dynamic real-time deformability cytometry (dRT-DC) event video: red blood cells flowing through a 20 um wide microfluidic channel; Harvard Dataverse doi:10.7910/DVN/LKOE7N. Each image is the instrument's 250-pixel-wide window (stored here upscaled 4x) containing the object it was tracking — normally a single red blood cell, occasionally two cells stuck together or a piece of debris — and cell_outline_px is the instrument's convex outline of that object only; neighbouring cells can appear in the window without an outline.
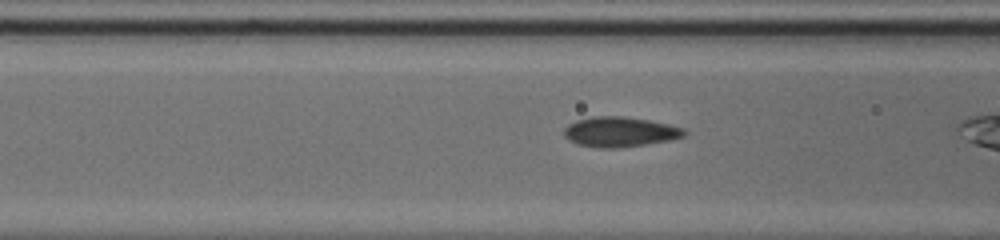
{"species": "common noctule bat (a hibernating species)", "species_latin": "Nyctalus noctula", "temperature_condition": "cold", "stored_images_in_passage": 32, "camera_frame_rate_fps": 3000, "um_per_image_px": 0.085, "animal": {"sex": "male", "body_mass_g": 20.0, "forearm_length_mm": 53.3}, "frame": {"image": 1, "passage_image": 10, "time_ms": 3.0, "image_size_px": [1000, 240], "cell_outline_px": [[688, 132], [684, 136], [668, 140], [644, 144], [616, 148], [600, 148], [576, 144], [568, 140], [564, 136], [564, 128], [568, 124], [576, 120], [592, 116], [624, 116], [648, 120], [668, 124], [684, 128]], "centroid_in_image_um": [52.65, 11.2], "position_along_channel_um": 113.9, "area_um2": 21.04}}
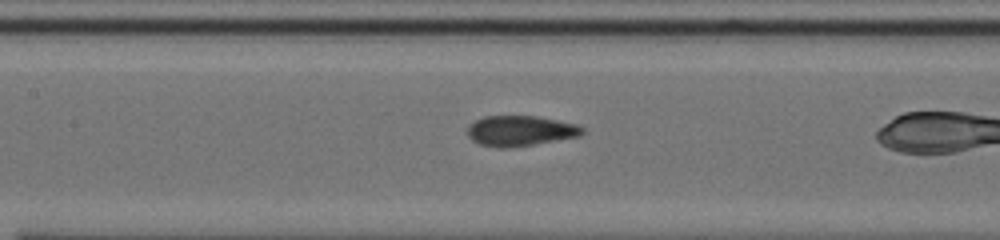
{"frame": {"image": 2, "passage_image": 14, "time_ms": 4.333, "image_size_px": [1000, 240], "cell_outline_px": [[584, 132], [580, 136], [508, 148], [500, 148], [480, 144], [472, 140], [468, 136], [468, 124], [484, 116], [536, 116], [576, 124], [584, 128]], "centroid_in_image_um": [44.2, 11.11], "position_along_channel_um": 163.2, "area_um2": 20.17}}